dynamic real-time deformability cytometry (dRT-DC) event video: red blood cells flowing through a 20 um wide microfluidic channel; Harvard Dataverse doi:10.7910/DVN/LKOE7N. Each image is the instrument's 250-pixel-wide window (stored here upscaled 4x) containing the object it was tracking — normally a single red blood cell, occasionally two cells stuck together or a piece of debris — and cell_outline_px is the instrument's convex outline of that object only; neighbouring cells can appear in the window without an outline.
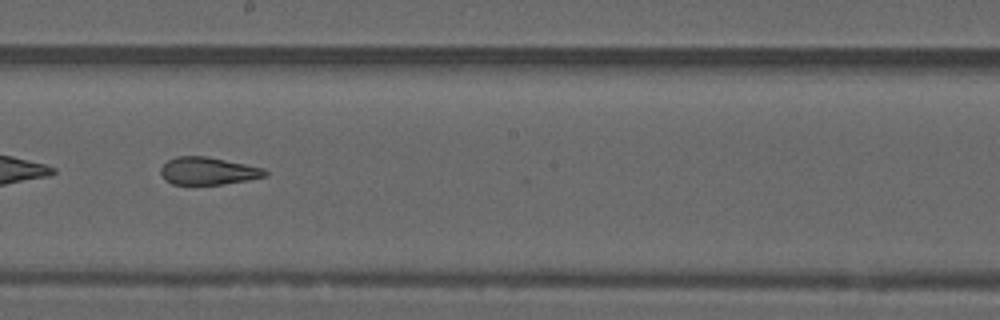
{"species": "common noctule bat (a hibernating species)", "species_latin": "Nyctalus noctula", "temperature_condition": "warm", "stored_images_in_passage": 43, "camera_frame_rate_fps": 3000, "um_per_image_px": 0.085, "animal": {"sex": "male", "forearm_length_mm": 52.5}, "frame": {"image": 1, "passage_image": 19, "time_ms": 6.0, "image_size_px": [1000, 320], "cell_outline_px": [[268, 172], [264, 176], [244, 180], [220, 184], [172, 184], [164, 180], [160, 172], [160, 168], [168, 160], [176, 156], [204, 156], [264, 168]], "centroid_in_image_um": [17.61, 14.53], "position_along_channel_um": 230.6, "area_um2": 16.42}, "authors_computed_cell_mechanics": {"area_um2": 18.0914, "velocity_mm_per_s": 3.8298, "shape_relaxation_time_tau1_ms": null, "shape_relaxation_time_tau2_ms": 1.7903, "deformation_change_tau1": null, "deformation_change_tau2": 0.1081}}